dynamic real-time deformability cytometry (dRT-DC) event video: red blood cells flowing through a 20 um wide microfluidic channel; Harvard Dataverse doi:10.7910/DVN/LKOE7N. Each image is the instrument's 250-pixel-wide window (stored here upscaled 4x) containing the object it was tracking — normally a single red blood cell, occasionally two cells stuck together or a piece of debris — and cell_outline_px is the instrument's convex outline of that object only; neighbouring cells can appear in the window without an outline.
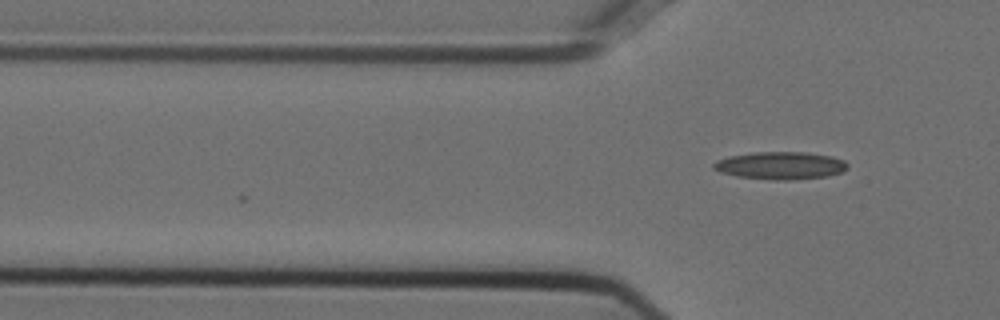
{"species": "Egyptian fruit bat (a non-hibernating species)", "species_latin": "Rousettus aegyptiacus", "temperature_condition": "cold", "stored_images_in_passage": 3, "camera_frame_rate_fps": 3000, "um_per_image_px": 0.085, "animal": {"sex": "female"}, "frame": {"image": 1, "passage_image": 3, "time_ms": 0.667, "image_size_px": [1000, 320], "cell_outline_px": [[848, 168], [840, 172], [828, 176], [788, 180], [772, 180], [736, 176], [720, 172], [712, 168], [712, 164], [728, 156], [752, 152], [804, 152], [832, 156], [844, 160], [848, 164]], "centroid_in_image_um": [66.34, 14.07], "position_along_channel_um": 59.5, "area_um2": 21.56}}